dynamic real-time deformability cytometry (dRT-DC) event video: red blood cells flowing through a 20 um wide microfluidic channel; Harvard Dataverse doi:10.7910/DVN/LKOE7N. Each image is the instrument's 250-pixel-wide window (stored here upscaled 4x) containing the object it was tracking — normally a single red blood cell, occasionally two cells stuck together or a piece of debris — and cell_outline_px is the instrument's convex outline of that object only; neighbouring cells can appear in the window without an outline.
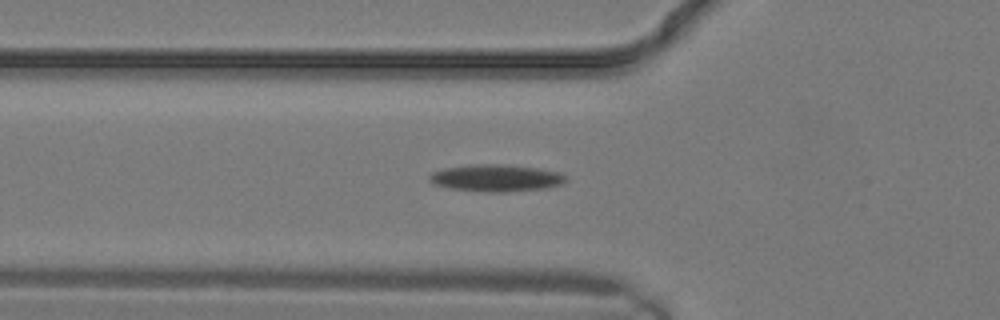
{"species": "common noctule bat (a hibernating species)", "species_latin": "Nyctalus noctula", "temperature_condition": "warm", "stored_images_in_passage": 11, "camera_frame_rate_fps": 3000, "um_per_image_px": 0.085, "animal": {"sex": "male", "body_mass_g": 19.2, "forearm_length_mm": 51.8}, "frame": {"image": 1, "passage_image": 7, "time_ms": 2.0, "image_size_px": [1000, 320], "cell_outline_px": [[568, 180], [560, 184], [548, 188], [508, 192], [484, 192], [448, 188], [432, 184], [428, 180], [428, 176], [432, 172], [444, 168], [472, 164], [508, 164], [540, 168], [564, 172], [568, 176]], "centroid_in_image_um": [42.21, 15.12], "position_along_channel_um": 83.6, "area_um2": 22.14}}
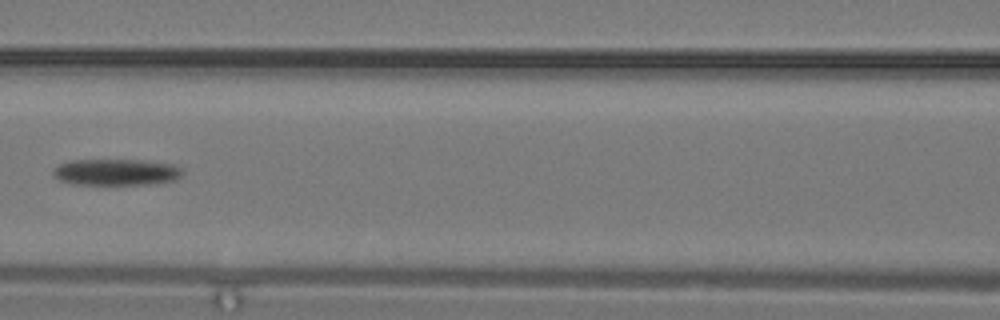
{"frame": {"image": 2, "passage_image": 10, "time_ms": 3.0, "image_size_px": [1000, 320], "cell_outline_px": [[184, 172], [180, 176], [172, 180], [148, 184], [72, 184], [60, 180], [52, 176], [52, 168], [60, 164], [72, 160], [140, 160], [172, 164], [180, 168]], "centroid_in_image_um": [9.81, 14.63], "position_along_channel_um": 156.8, "area_um2": 19.77}}